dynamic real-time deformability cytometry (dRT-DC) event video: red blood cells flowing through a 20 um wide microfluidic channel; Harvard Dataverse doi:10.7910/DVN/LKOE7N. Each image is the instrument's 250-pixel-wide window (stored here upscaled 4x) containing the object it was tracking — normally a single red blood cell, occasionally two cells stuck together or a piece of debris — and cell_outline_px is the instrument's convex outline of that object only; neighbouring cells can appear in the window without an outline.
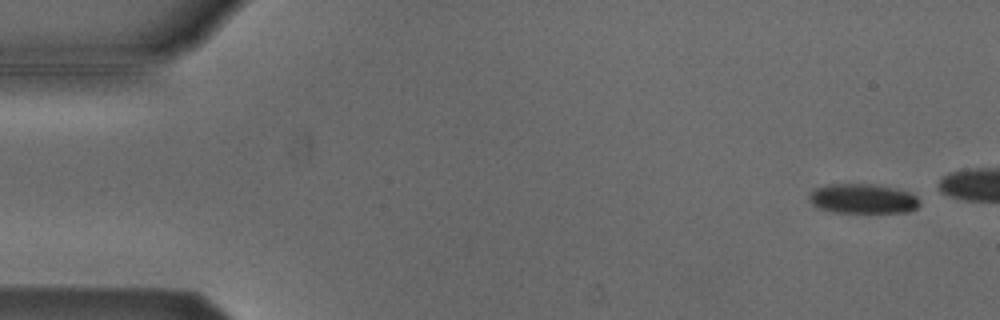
{"species": "Egyptian fruit bat (a non-hibernating species)", "species_latin": "Rousettus aegyptiacus", "temperature_condition": "cold", "stored_images_in_passage": 5, "camera_frame_rate_fps": 3000, "um_per_image_px": 0.085, "animal": {"sex": "male"}, "frame": {"image": 1, "passage_image": 1, "time_ms": 0.0, "image_size_px": [1000, 320], "cell_outline_px": [[920, 204], [916, 208], [908, 212], [832, 212], [820, 208], [812, 204], [808, 196], [812, 188], [824, 184], [876, 184], [896, 188], [908, 192], [916, 196], [920, 200]], "centroid_in_image_um": [73.31, 16.87], "position_along_channel_um": 11.7, "area_um2": 19.31}}